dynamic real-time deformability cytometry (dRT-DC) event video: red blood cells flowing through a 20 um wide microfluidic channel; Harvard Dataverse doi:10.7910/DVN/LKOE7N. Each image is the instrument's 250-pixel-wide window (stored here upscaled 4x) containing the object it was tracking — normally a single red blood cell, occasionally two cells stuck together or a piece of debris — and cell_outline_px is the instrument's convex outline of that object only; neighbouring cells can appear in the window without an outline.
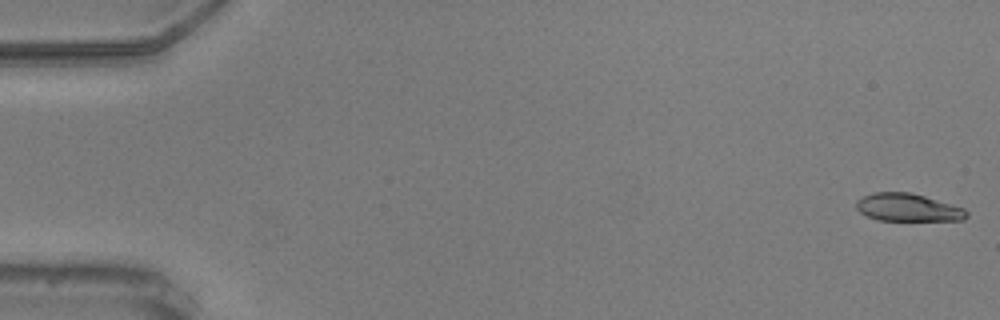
{"species": "common noctule bat (a hibernating species)", "species_latin": "Nyctalus noctula", "temperature_condition": "warm", "stored_images_in_passage": 18, "camera_frame_rate_fps": 3000, "um_per_image_px": 0.085, "animal": {"sex": "male", "body_mass_g": 20.5, "forearm_length_mm": 52.5}, "frame": {"image": 1, "passage_image": 1, "time_ms": 0.0, "image_size_px": [1000, 320], "cell_outline_px": [[968, 216], [964, 220], [876, 220], [860, 212], [856, 208], [856, 200], [872, 192], [912, 192], [964, 208], [968, 212]], "centroid_in_image_um": [77.16, 17.63], "position_along_channel_um": 7.8, "area_um2": 17.86}}
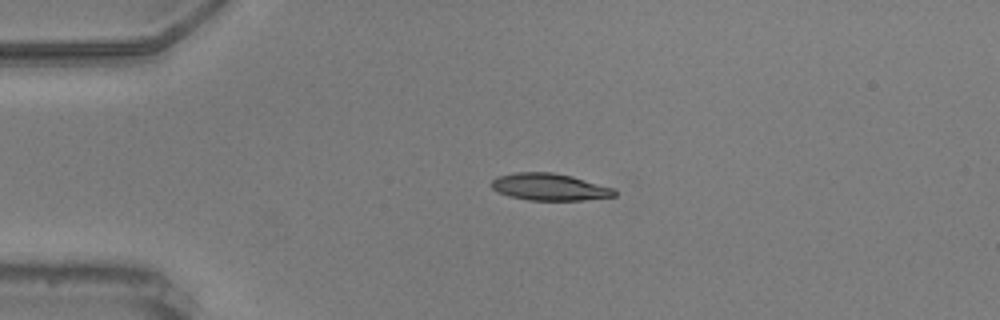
{"frame": {"image": 2, "passage_image": 13, "time_ms": 4.0, "image_size_px": [1000, 320], "cell_outline_px": [[616, 196], [584, 200], [528, 200], [508, 196], [496, 192], [492, 188], [492, 180], [496, 176], [516, 172], [552, 172], [572, 176], [616, 188]], "centroid_in_image_um": [46.71, 15.89], "position_along_channel_um": 38.3, "area_um2": 19.59}}